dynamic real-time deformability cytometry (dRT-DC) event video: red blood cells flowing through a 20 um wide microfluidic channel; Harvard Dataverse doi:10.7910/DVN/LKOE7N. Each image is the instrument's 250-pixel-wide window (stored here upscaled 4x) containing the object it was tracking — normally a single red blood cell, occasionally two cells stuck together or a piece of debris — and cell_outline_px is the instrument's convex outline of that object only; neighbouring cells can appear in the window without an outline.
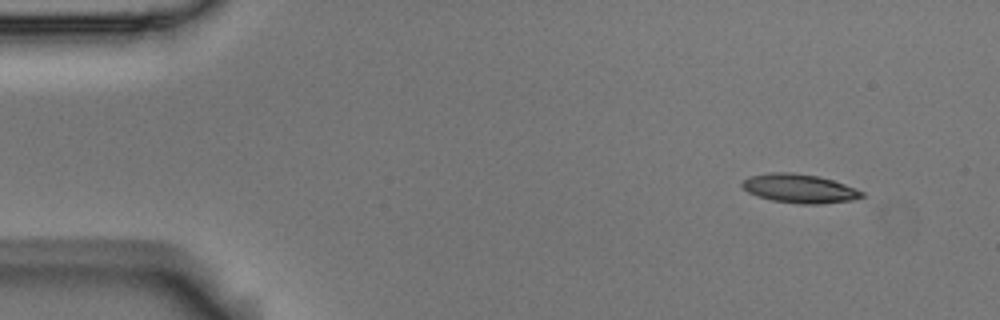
{"species": "Egyptian fruit bat (a non-hibernating species)", "species_latin": "Rousettus aegyptiacus", "temperature_condition": "room temperature", "stored_images_in_passage": 3, "camera_frame_rate_fps": 3000, "um_per_image_px": 0.085, "animal": {"sex": "male"}, "frame": {"image": 1, "passage_image": 1, "time_ms": 0.0, "image_size_px": [1000, 320], "cell_outline_px": [[864, 196], [852, 200], [820, 204], [800, 204], [772, 200], [748, 192], [740, 184], [748, 176], [768, 172], [792, 172], [820, 176], [844, 184], [864, 192]], "centroid_in_image_um": [67.94, 16.01], "position_along_channel_um": 17.1, "area_um2": 20.11}}